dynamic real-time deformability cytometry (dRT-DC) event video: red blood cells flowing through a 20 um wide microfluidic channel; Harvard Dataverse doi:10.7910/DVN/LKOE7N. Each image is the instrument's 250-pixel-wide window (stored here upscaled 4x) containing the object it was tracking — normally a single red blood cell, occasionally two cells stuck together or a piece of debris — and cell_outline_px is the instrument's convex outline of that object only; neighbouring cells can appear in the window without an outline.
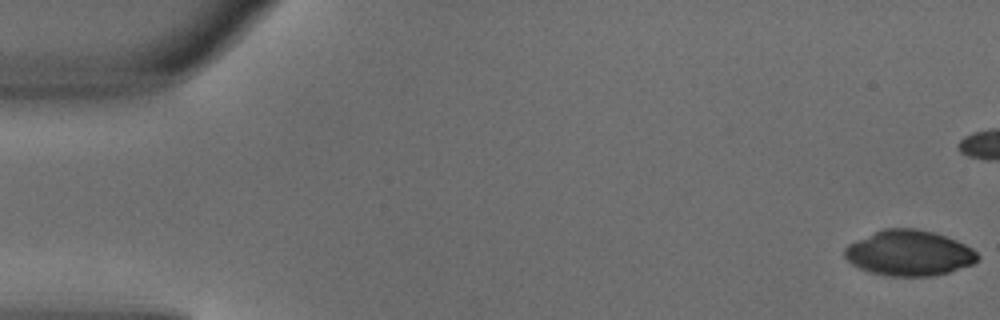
{"species": "common noctule bat (a hibernating species)", "species_latin": "Nyctalus noctula", "temperature_condition": "warm", "stored_images_in_passage": 8, "camera_frame_rate_fps": 3000, "um_per_image_px": 0.085, "animal": {"sex": "male", "body_mass_g": 18.8}, "frame": {"image": 1, "passage_image": 1, "time_ms": 0.0, "image_size_px": [1000, 320], "cell_outline_px": [[980, 256], [972, 264], [948, 272], [932, 276], [888, 276], [868, 272], [852, 264], [844, 256], [844, 248], [848, 244], [856, 240], [884, 228], [916, 228], [932, 232], [956, 240], [972, 248]], "centroid_in_image_um": [77.24, 21.51], "position_along_channel_um": 7.8, "area_um2": 35.08}}
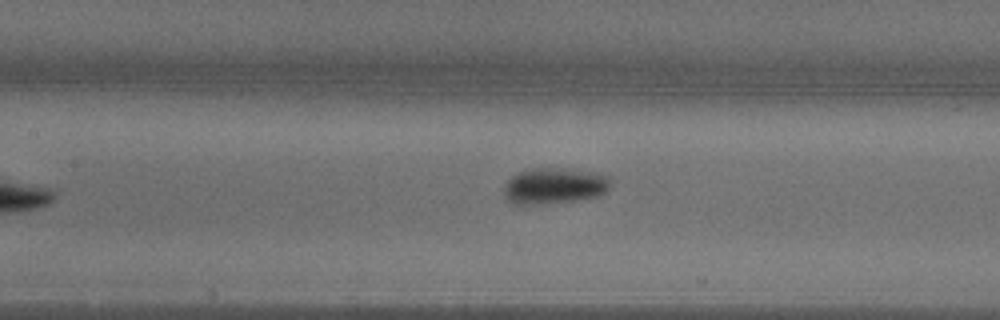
{"frame": {"image": 2, "passage_image": 8, "time_ms": 2.333, "image_size_px": [1000, 320], "cell_outline_px": [[608, 188], [604, 192], [596, 196], [576, 200], [540, 204], [512, 204], [504, 196], [504, 184], [516, 172], [528, 168], [564, 168], [596, 172], [608, 176]], "centroid_in_image_um": [47.05, 15.78], "position_along_channel_um": 160.4, "area_um2": 22.43}}